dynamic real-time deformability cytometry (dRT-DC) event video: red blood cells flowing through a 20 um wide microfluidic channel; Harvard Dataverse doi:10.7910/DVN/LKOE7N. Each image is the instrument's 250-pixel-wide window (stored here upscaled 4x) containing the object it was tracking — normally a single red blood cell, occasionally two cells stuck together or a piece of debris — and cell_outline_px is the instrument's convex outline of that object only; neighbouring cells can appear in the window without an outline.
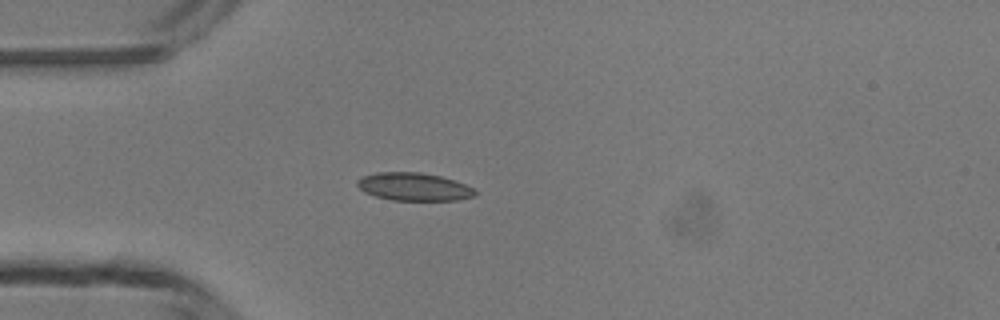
{"species": "common noctule bat (a hibernating species)", "species_latin": "Nyctalus noctula", "temperature_condition": "room temperature", "stored_images_in_passage": 3, "camera_frame_rate_fps": 3000, "um_per_image_px": 0.085, "animal": {"sex": "male", "body_mass_g": 13.3}, "frame": {"image": 1, "passage_image": 3, "time_ms": 2.333, "image_size_px": [1000, 320], "cell_outline_px": [[476, 196], [456, 200], [392, 200], [376, 196], [364, 192], [356, 184], [356, 180], [364, 176], [376, 172], [420, 172], [440, 176], [464, 184], [472, 188], [476, 192]], "centroid_in_image_um": [35.15, 15.87], "position_along_channel_um": 49.8, "area_um2": 19.02}}